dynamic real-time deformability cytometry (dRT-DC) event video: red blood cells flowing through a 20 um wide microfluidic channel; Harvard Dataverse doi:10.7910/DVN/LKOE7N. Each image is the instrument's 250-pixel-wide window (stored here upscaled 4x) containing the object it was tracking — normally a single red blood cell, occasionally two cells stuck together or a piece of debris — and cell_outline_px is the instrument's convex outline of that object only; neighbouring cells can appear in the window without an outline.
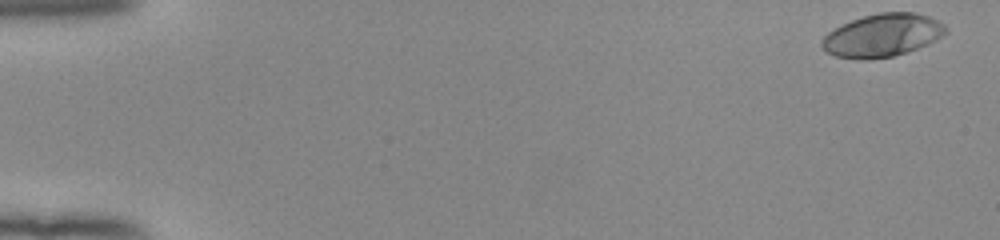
{"species": "human", "species_latin": "Homo sapiens", "temperature_condition": "room temperature", "stored_images_in_passage": 52, "camera_frame_rate_fps": 3000, "um_per_image_px": 0.085, "donor": {"sex": "female"}, "frame": {"image": 1, "passage_image": 1, "time_ms": 0.0, "image_size_px": [1000, 240], "cell_outline_px": [[948, 32], [944, 36], [928, 44], [892, 56], [868, 60], [860, 60], [836, 56], [828, 52], [820, 44], [820, 40], [828, 32], [852, 20], [864, 16], [880, 12], [916, 12], [928, 16], [944, 24], [948, 28]], "centroid_in_image_um": [75.03, 3.0], "position_along_channel_um": 10.0, "area_um2": 30.92}}
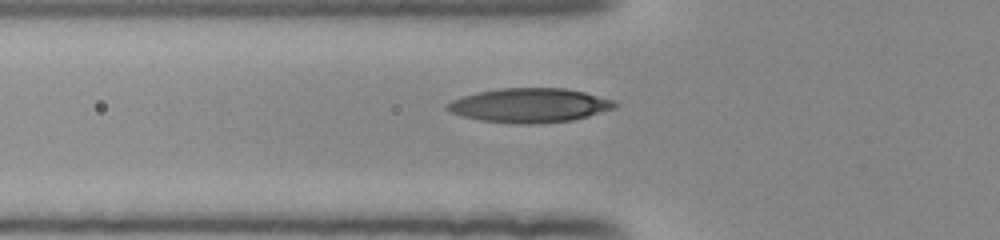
{"frame": {"image": 2, "passage_image": 19, "time_ms": 6.0, "image_size_px": [1000, 240], "cell_outline_px": [[620, 104], [616, 108], [588, 116], [572, 120], [532, 124], [516, 124], [480, 120], [460, 116], [444, 108], [452, 100], [476, 92], [500, 88], [564, 88], [584, 92], [616, 100]], "centroid_in_image_um": [45.05, 8.95], "position_along_channel_um": 80.7, "area_um2": 33.58}}
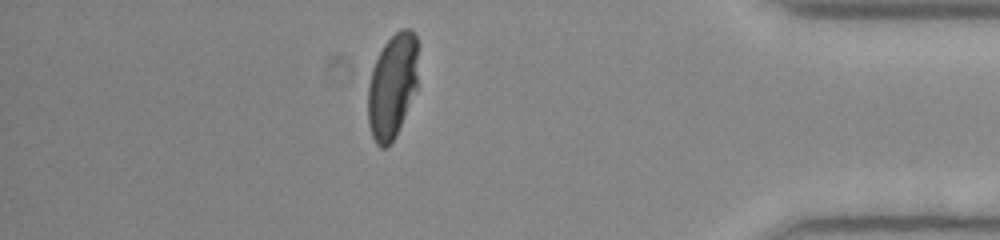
{"frame": {"image": 3, "passage_image": 46, "time_ms": 15.0, "image_size_px": [1000, 240], "cell_outline_px": [[416, 88], [396, 136], [384, 148], [380, 148], [376, 144], [372, 136], [368, 124], [368, 84], [372, 68], [384, 44], [400, 28], [408, 28], [416, 36]], "centroid_in_image_um": [33.31, 7.33], "position_along_channel_um": 401.9, "area_um2": 30.11}, "authors_computed_cell_mechanics": {"area_um2": 31.212, "velocity_mm_per_s": 3.937, "shape_relaxation_time_tau1_ms": 4.1776, "shape_relaxation_time_tau2_ms": 0.8859, "deformation_change_tau1": 0.1951, "deformation_change_tau2": 0.0521}}